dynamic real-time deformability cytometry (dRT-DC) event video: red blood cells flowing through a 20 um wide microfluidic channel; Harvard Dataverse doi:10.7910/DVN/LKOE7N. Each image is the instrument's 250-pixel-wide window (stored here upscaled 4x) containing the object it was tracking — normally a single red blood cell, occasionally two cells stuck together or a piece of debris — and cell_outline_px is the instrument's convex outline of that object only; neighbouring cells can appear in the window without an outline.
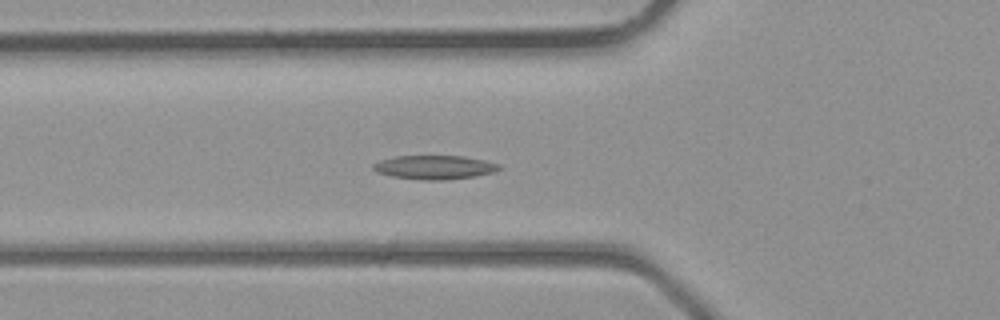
{"species": "common noctule bat (a hibernating species)", "species_latin": "Nyctalus noctula", "temperature_condition": "room temperature", "stored_images_in_passage": 30, "camera_frame_rate_fps": 3000, "um_per_image_px": 0.085, "animal": {"sex": "male", "body_mass_g": 23.1, "forearm_length_mm": 52.7}, "frame": {"image": 1, "passage_image": 8, "time_ms": 2.333, "image_size_px": [1000, 320], "cell_outline_px": [[500, 168], [492, 172], [472, 176], [448, 180], [420, 180], [392, 176], [376, 172], [372, 168], [372, 164], [380, 160], [396, 156], [464, 156], [484, 160], [500, 164]], "centroid_in_image_um": [36.89, 14.22], "position_along_channel_um": 88.9, "area_um2": 17.46}}
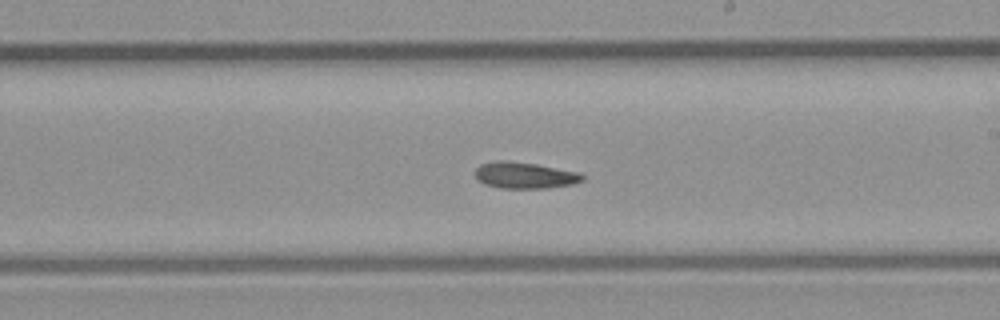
{"frame": {"image": 2, "passage_image": 17, "time_ms": 5.333, "image_size_px": [1000, 320], "cell_outline_px": [[584, 180], [572, 184], [548, 188], [500, 188], [484, 184], [476, 180], [476, 168], [480, 164], [496, 160], [504, 160], [536, 164], [580, 172], [584, 176]], "centroid_in_image_um": [44.59, 14.9], "position_along_channel_um": 244.4, "area_um2": 16.59}}
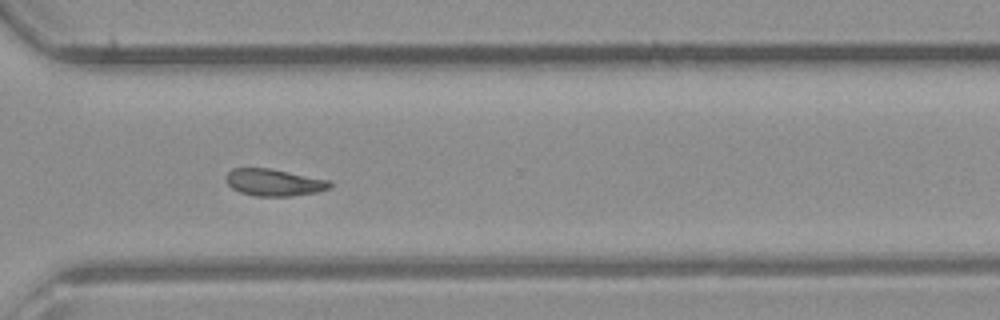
{"frame": {"image": 3, "passage_image": 23, "time_ms": 7.333, "image_size_px": [1000, 320], "cell_outline_px": [[332, 184], [328, 188], [316, 192], [292, 196], [256, 196], [240, 192], [232, 188], [228, 184], [224, 176], [232, 168], [268, 168], [332, 180]], "centroid_in_image_um": [23.28, 15.5], "position_along_channel_um": 347.3, "area_um2": 16.36}}